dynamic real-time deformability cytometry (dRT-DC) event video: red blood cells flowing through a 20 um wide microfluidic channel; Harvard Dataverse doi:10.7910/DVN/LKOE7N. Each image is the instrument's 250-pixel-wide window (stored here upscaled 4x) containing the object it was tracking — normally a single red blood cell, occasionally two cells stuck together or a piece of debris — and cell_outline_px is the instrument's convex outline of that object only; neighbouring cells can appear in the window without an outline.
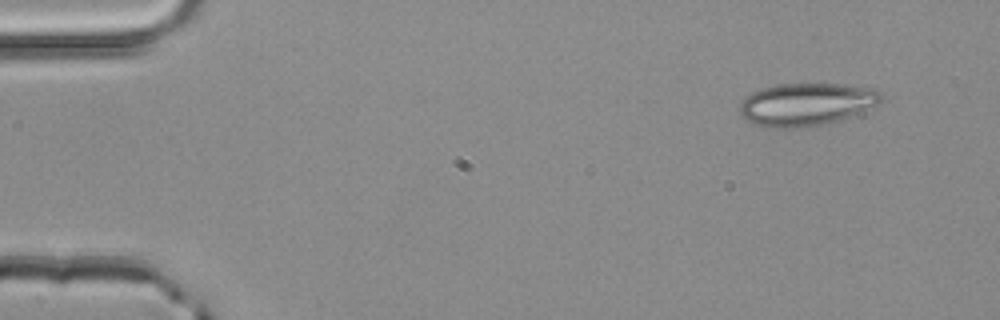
{"species": "common noctule bat (a hibernating species)", "species_latin": "Nyctalus noctula", "temperature_condition": "room temperature", "stored_images_in_passage": 3, "camera_frame_rate_fps": 3000, "um_per_image_px": 0.085, "animal": {"sex": "male", "body_mass_g": 20.4}, "frame": {"image": 1, "passage_image": 1, "time_ms": 0.0, "image_size_px": [1000, 320], "cell_outline_px": [[884, 100], [876, 104], [840, 120], [804, 128], [768, 128], [756, 124], [748, 120], [740, 112], [740, 104], [752, 92], [776, 84], [840, 84], [872, 88], [880, 92], [884, 96]], "centroid_in_image_um": [68.55, 8.87], "position_along_channel_um": 16.5, "area_um2": 34.85}}